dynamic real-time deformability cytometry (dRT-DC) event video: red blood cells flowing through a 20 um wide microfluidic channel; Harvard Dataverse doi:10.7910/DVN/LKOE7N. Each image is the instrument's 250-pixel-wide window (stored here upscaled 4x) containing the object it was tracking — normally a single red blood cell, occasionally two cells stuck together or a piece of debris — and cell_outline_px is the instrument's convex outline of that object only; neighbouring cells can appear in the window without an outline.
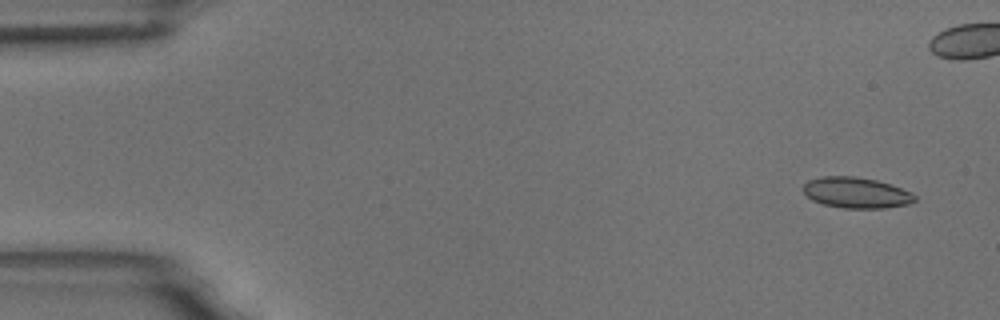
{"species": "common noctule bat (a hibernating species)", "species_latin": "Nyctalus noctula", "temperature_condition": "room temperature", "stored_images_in_passage": 5, "camera_frame_rate_fps": 3000, "um_per_image_px": 0.085, "animal": {"sex": "male", "body_mass_g": 18.8}, "frame": {"image": 1, "passage_image": 1, "time_ms": 0.0, "image_size_px": [1000, 320], "cell_outline_px": [[916, 200], [908, 204], [884, 208], [844, 208], [824, 204], [812, 200], [804, 192], [804, 184], [808, 180], [820, 176], [856, 176], [876, 180], [912, 192], [916, 196]], "centroid_in_image_um": [72.78, 16.37], "position_along_channel_um": 12.2, "area_um2": 19.94}}
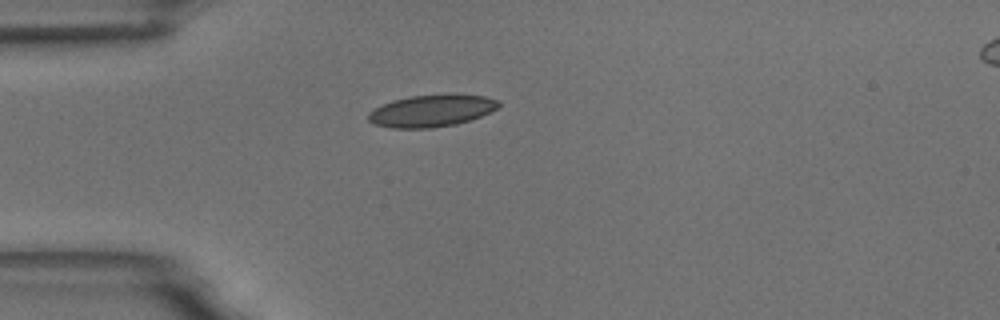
{"frame": {"image": 2, "passage_image": 5, "time_ms": 5.667, "image_size_px": [1000, 320], "cell_outline_px": [[500, 104], [496, 108], [480, 116], [456, 124], [428, 128], [392, 128], [376, 124], [368, 120], [368, 112], [392, 100], [412, 96], [448, 92], [452, 92], [484, 96], [496, 100]], "centroid_in_image_um": [36.68, 9.38], "position_along_channel_um": 48.3, "area_um2": 24.39}}